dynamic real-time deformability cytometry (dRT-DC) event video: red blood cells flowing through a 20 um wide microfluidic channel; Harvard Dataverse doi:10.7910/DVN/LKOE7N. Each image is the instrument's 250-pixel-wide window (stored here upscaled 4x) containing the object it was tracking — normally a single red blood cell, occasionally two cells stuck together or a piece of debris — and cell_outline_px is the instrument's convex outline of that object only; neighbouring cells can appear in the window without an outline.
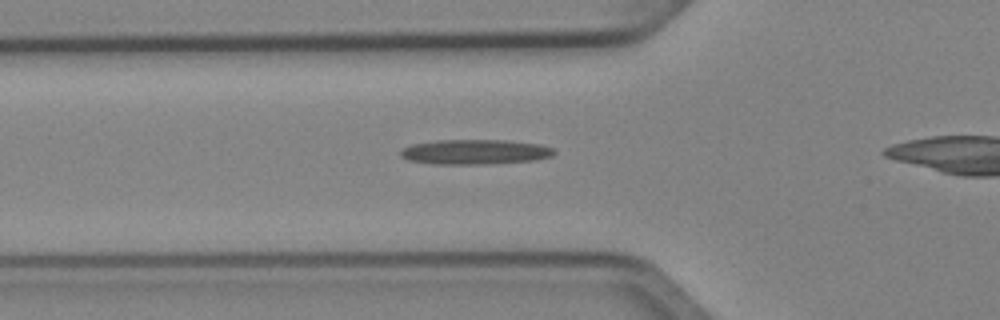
{"species": "Egyptian fruit bat (a non-hibernating species)", "species_latin": "Rousettus aegyptiacus", "temperature_condition": "cold", "stored_images_in_passage": 36, "camera_frame_rate_fps": 3000, "um_per_image_px": 0.085, "animal": {"sex": "female"}, "frame": {"image": 1, "passage_image": 10, "time_ms": 3.0, "image_size_px": [1000, 320], "cell_outline_px": [[556, 152], [552, 156], [536, 160], [492, 164], [436, 164], [408, 160], [400, 156], [400, 148], [412, 144], [436, 140], [508, 140], [540, 144], [552, 148]], "centroid_in_image_um": [40.37, 12.91], "position_along_channel_um": 85.4, "area_um2": 22.54}}
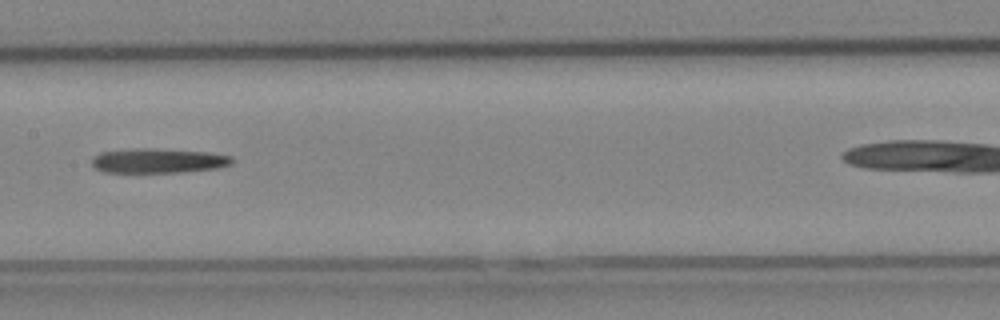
{"frame": {"image": 2, "passage_image": 18, "time_ms": 5.667, "image_size_px": [1000, 320], "cell_outline_px": [[232, 164], [216, 168], [180, 172], [104, 172], [96, 168], [92, 164], [92, 156], [100, 152], [136, 148], [152, 148], [208, 152], [232, 156]], "centroid_in_image_um": [13.43, 13.65], "position_along_channel_um": 194.0, "area_um2": 20.06}}
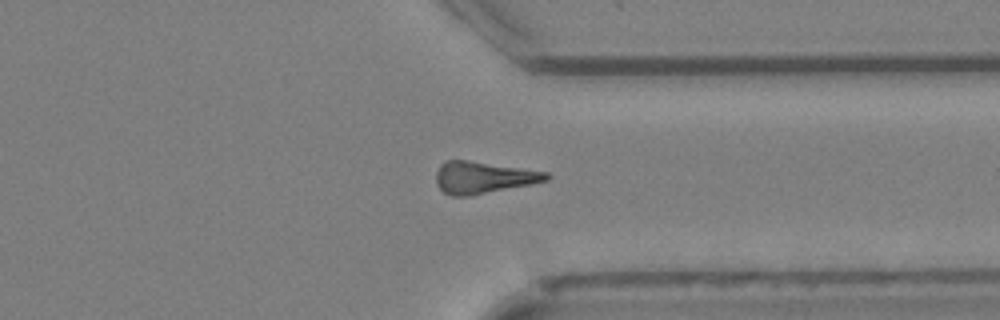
{"frame": {"image": 3, "passage_image": 31, "time_ms": 10.0, "image_size_px": [1000, 320], "cell_outline_px": [[552, 176], [548, 180], [532, 184], [472, 196], [452, 196], [444, 192], [436, 184], [436, 172], [440, 164], [448, 160], [468, 160], [548, 172]], "centroid_in_image_um": [41.09, 15.09], "position_along_channel_um": 370.3, "area_um2": 20.63}}